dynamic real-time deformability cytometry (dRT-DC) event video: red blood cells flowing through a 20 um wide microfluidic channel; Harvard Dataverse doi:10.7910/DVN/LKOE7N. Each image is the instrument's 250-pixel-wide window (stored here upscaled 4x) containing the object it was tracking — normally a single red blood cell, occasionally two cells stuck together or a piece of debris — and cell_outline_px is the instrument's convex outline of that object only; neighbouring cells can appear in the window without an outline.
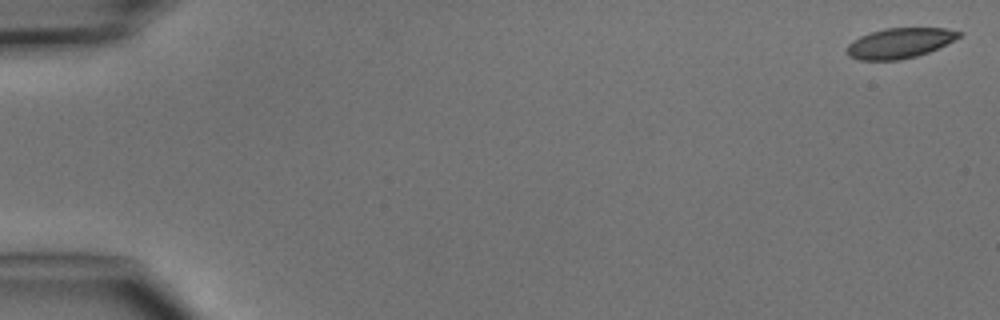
{"species": "common noctule bat (a hibernating species)", "species_latin": "Nyctalus noctula", "temperature_condition": "cold", "stored_images_in_passage": 5, "camera_frame_rate_fps": 3000, "um_per_image_px": 0.085, "animal": {"sex": "male", "body_mass_g": 15.6}, "frame": {"image": 1, "passage_image": 1, "time_ms": 0.0, "image_size_px": [1000, 320], "cell_outline_px": [[964, 32], [960, 36], [928, 52], [916, 56], [900, 60], [860, 60], [848, 56], [844, 52], [848, 44], [852, 40], [860, 36], [884, 28], [944, 28]], "centroid_in_image_um": [76.4, 3.66], "position_along_channel_um": 8.6, "area_um2": 19.65}}
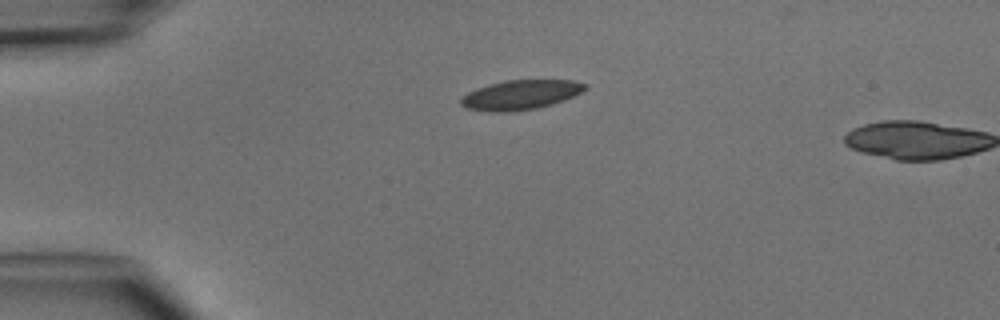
{"frame": {"image": 2, "passage_image": 4, "time_ms": 3.667, "image_size_px": [1000, 320], "cell_outline_px": [[588, 88], [564, 100], [552, 104], [536, 108], [508, 112], [488, 112], [464, 108], [460, 104], [460, 100], [468, 92], [476, 88], [488, 84], [504, 80], [576, 80], [588, 84]], "centroid_in_image_um": [44.23, 8.06], "position_along_channel_um": 40.8, "area_um2": 21.56}}